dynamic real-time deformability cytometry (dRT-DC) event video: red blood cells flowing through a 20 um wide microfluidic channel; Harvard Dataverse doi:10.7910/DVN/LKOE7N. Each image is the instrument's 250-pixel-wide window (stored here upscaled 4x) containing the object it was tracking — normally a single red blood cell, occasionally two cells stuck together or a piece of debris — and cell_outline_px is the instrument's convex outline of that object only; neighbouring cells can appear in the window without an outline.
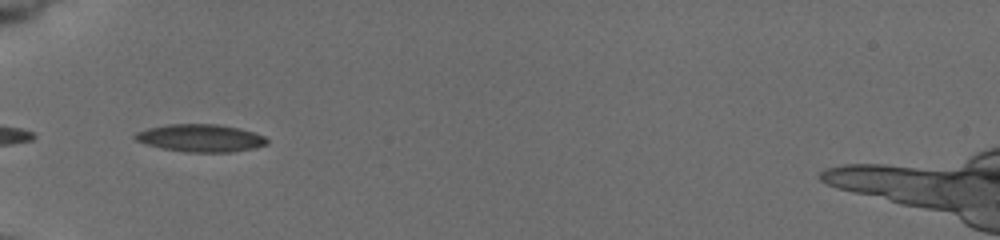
{"species": "common noctule bat (a hibernating species)", "species_latin": "Nyctalus noctula", "temperature_condition": "cold", "stored_images_in_passage": 15, "camera_frame_rate_fps": 3000, "um_per_image_px": 0.085, "animal": {"sex": "female", "body_mass_g": 19.5, "forearm_length_mm": 54.1}, "frame": {"image": 1, "passage_image": 1, "time_ms": 0.0, "image_size_px": [1000, 240], "cell_outline_px": [[268, 144], [252, 148], [232, 152], [188, 152], [160, 148], [136, 140], [132, 136], [136, 132], [148, 128], [168, 124], [216, 124], [240, 128], [264, 136], [268, 140]], "centroid_in_image_um": [17.04, 11.73], "position_along_channel_um": 68.0, "area_um2": 21.1}}
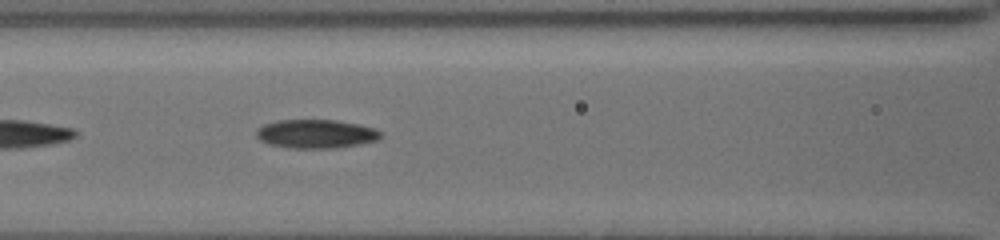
{"frame": {"image": 2, "passage_image": 7, "time_ms": 2.0, "image_size_px": [1000, 240], "cell_outline_px": [[380, 136], [376, 140], [360, 144], [336, 148], [288, 148], [268, 144], [260, 140], [256, 136], [256, 128], [264, 124], [276, 120], [336, 120], [360, 124], [376, 128], [380, 132]], "centroid_in_image_um": [26.82, 11.37], "position_along_channel_um": 139.8, "area_um2": 20.98}}